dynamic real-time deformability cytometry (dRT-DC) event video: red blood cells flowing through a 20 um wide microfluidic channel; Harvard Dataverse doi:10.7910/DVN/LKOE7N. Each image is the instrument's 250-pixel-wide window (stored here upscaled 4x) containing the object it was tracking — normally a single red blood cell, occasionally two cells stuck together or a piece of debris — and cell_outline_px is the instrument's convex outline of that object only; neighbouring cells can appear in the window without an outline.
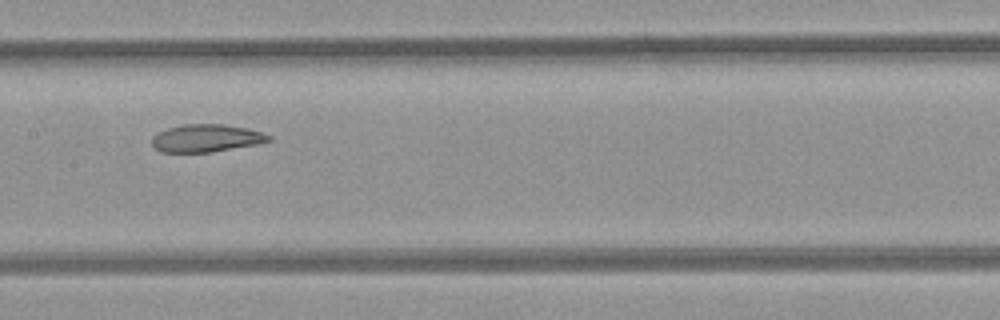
{"species": "common noctule bat (a hibernating species)", "species_latin": "Nyctalus noctula", "temperature_condition": "room temperature", "stored_images_in_passage": 12, "camera_frame_rate_fps": 3000, "um_per_image_px": 0.085, "animal": {"sex": "female", "body_mass_g": 21.9}, "frame": {"image": 1, "passage_image": 10, "time_ms": 3.0, "image_size_px": [1000, 320], "cell_outline_px": [[272, 140], [256, 144], [208, 152], [160, 152], [152, 144], [152, 136], [168, 128], [184, 124], [224, 124], [248, 128], [272, 136]], "centroid_in_image_um": [17.53, 11.73], "position_along_channel_um": 189.9, "area_um2": 18.61}}
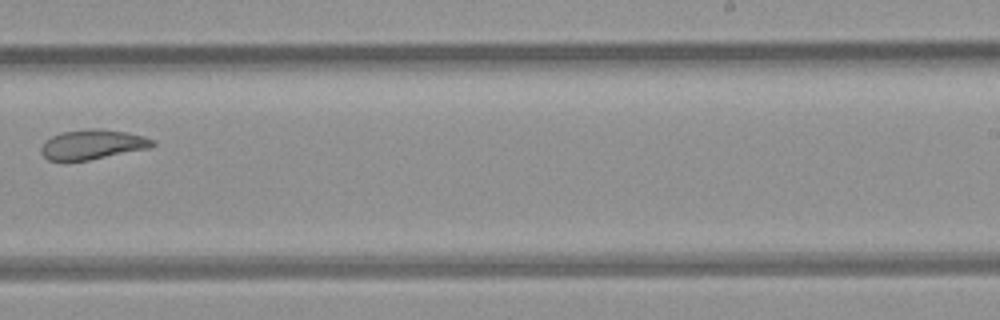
{"frame": {"image": 2, "passage_image": 12, "time_ms": 3.667, "image_size_px": [1000, 320], "cell_outline_px": [[156, 144], [148, 148], [88, 160], [64, 164], [48, 160], [40, 152], [40, 148], [44, 140], [60, 132], [92, 128], [100, 128], [128, 132], [144, 136], [156, 140]], "centroid_in_image_um": [7.79, 12.3], "position_along_channel_um": 281.2, "area_um2": 19.94}}